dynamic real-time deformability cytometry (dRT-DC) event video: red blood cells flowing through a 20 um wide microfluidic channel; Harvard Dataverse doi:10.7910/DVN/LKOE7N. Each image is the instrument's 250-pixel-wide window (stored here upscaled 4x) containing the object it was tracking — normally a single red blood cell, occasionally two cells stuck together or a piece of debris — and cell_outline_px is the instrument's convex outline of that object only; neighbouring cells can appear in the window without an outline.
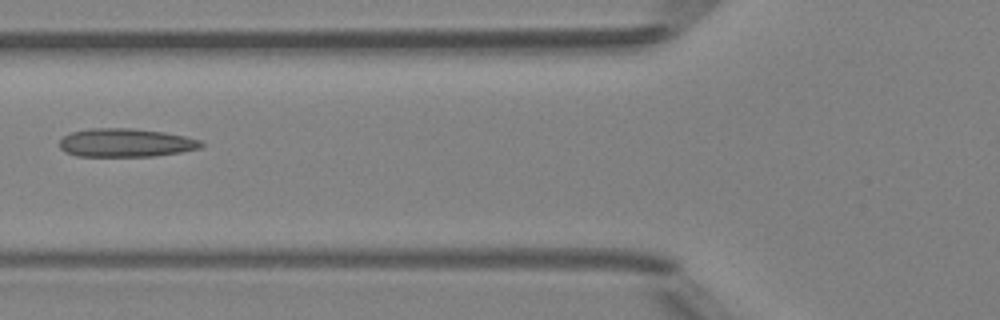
{"species": "Egyptian fruit bat (a non-hibernating species)", "species_latin": "Rousettus aegyptiacus", "temperature_condition": "room temperature", "stored_images_in_passage": 4, "camera_frame_rate_fps": 3000, "um_per_image_px": 0.085, "animal": {"sex": "female"}, "frame": {"image": 1, "passage_image": 2, "time_ms": 1.333, "image_size_px": [1000, 320], "cell_outline_px": [[204, 144], [200, 148], [180, 152], [152, 156], [76, 156], [64, 152], [60, 148], [60, 140], [64, 136], [72, 132], [88, 128], [132, 128], [164, 132], [184, 136], [200, 140]], "centroid_in_image_um": [10.66, 12.13], "position_along_channel_um": 115.1, "area_um2": 23.47}}
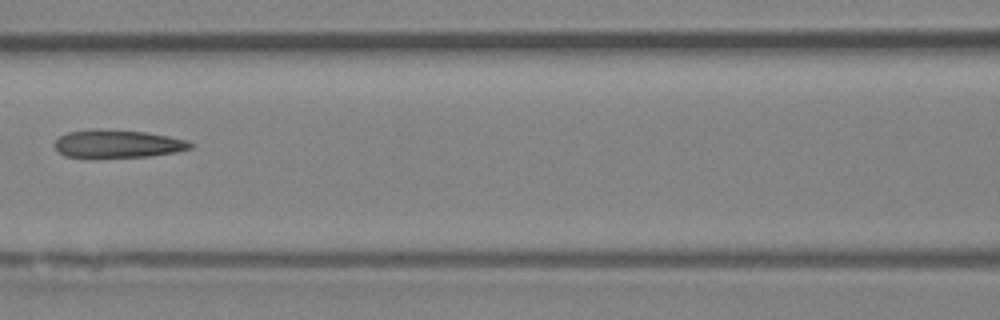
{"frame": {"image": 2, "passage_image": 3, "time_ms": 2.333, "image_size_px": [1000, 320], "cell_outline_px": [[192, 148], [176, 152], [148, 156], [64, 156], [52, 144], [60, 136], [68, 132], [88, 128], [96, 128], [144, 132], [168, 136], [188, 140], [192, 144]], "centroid_in_image_um": [9.99, 12.19], "position_along_channel_um": 156.6, "area_um2": 21.79}}
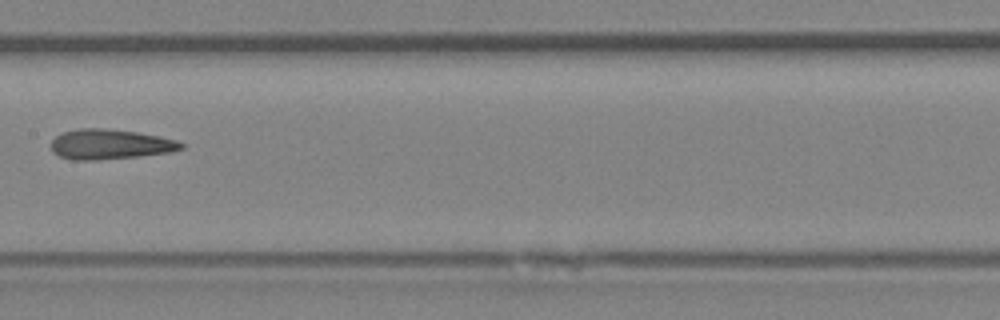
{"frame": {"image": 3, "passage_image": 4, "time_ms": 3.333, "image_size_px": [1000, 320], "cell_outline_px": [[184, 148], [168, 152], [136, 156], [96, 160], [72, 160], [60, 156], [52, 152], [52, 140], [56, 136], [64, 132], [80, 128], [104, 128], [136, 132], [160, 136], [176, 140], [184, 144]], "centroid_in_image_um": [9.34, 12.26], "position_along_channel_um": 198.1, "area_um2": 22.54}}